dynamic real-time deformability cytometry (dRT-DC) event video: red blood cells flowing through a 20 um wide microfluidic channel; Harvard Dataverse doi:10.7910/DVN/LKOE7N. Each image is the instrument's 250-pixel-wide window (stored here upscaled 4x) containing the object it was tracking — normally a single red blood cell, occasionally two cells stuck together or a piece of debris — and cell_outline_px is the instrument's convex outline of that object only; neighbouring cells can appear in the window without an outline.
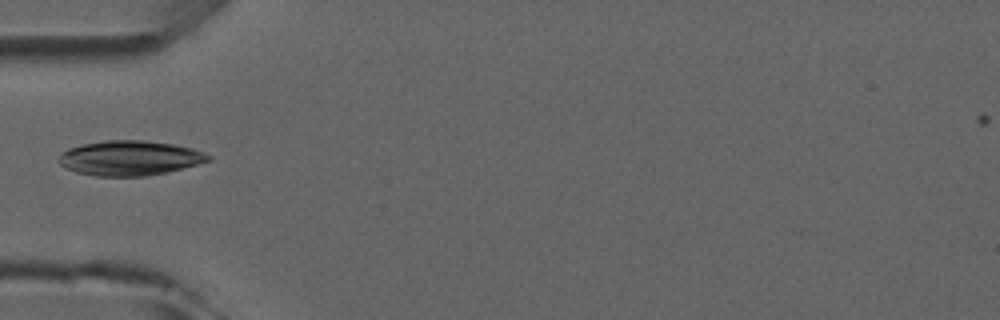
{"species": "common noctule bat (a hibernating species)", "species_latin": "Nyctalus noctula", "temperature_condition": "room temperature", "stored_images_in_passage": 4, "camera_frame_rate_fps": 3000, "um_per_image_px": 0.085, "animal": {"sex": "male", "forearm_length_mm": 52.5}, "frame": {"image": 1, "passage_image": 3, "time_ms": 2.333, "image_size_px": [1000, 320], "cell_outline_px": [[212, 160], [168, 172], [144, 176], [96, 176], [76, 172], [60, 164], [56, 160], [68, 148], [84, 144], [104, 140], [144, 140], [172, 144], [192, 148], [204, 152], [212, 156]], "centroid_in_image_um": [11.05, 13.43], "position_along_channel_um": 74.0, "area_um2": 30.29}}
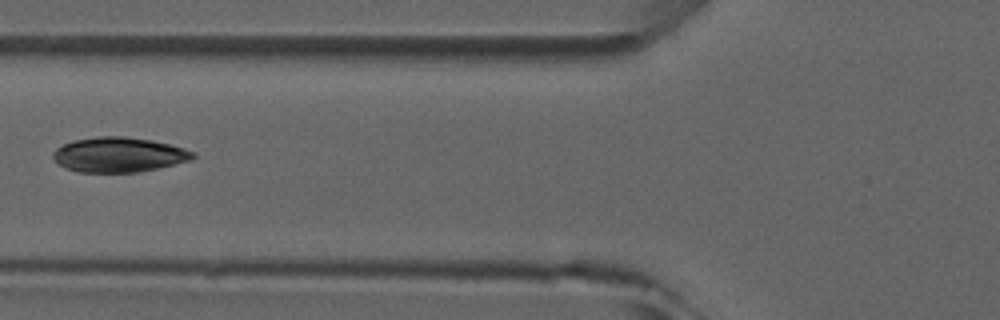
{"frame": {"image": 2, "passage_image": 4, "time_ms": 3.333, "image_size_px": [1000, 320], "cell_outline_px": [[196, 156], [192, 160], [156, 168], [136, 172], [80, 172], [64, 168], [52, 156], [52, 152], [56, 148], [64, 144], [76, 140], [96, 136], [124, 136], [152, 140], [184, 148], [196, 152]], "centroid_in_image_um": [10.11, 13.14], "position_along_channel_um": 115.7, "area_um2": 28.32}}